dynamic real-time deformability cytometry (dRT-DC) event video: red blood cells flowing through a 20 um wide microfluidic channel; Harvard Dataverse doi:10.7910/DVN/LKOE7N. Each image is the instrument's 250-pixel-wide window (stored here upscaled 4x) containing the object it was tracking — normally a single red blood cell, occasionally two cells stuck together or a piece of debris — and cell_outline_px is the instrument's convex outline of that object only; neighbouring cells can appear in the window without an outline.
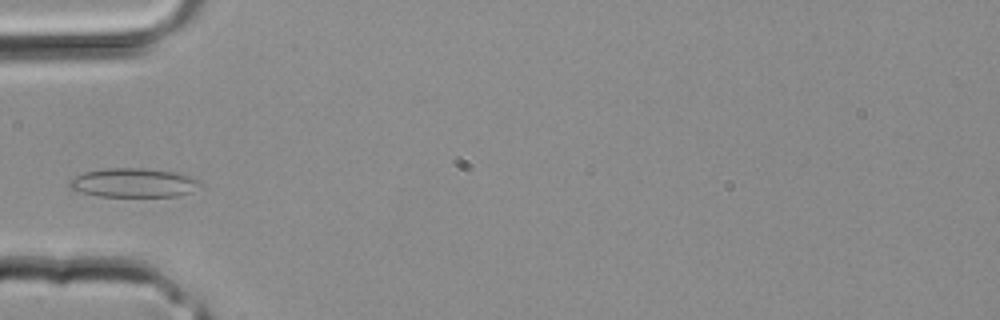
{"species": "common noctule bat (a hibernating species)", "species_latin": "Nyctalus noctula", "temperature_condition": "room temperature", "stored_images_in_passage": 2, "camera_frame_rate_fps": 3000, "um_per_image_px": 0.085, "animal": {"sex": "male", "body_mass_g": 20.4}, "frame": {"image": 1, "passage_image": 2, "time_ms": 0.333, "image_size_px": [1000, 320], "cell_outline_px": [[200, 184], [188, 192], [180, 196], [100, 196], [80, 192], [68, 188], [68, 180], [84, 172], [104, 168], [144, 168], [172, 172], [188, 176], [200, 180]], "centroid_in_image_um": [11.27, 15.53], "position_along_channel_um": 73.7, "area_um2": 21.91}}